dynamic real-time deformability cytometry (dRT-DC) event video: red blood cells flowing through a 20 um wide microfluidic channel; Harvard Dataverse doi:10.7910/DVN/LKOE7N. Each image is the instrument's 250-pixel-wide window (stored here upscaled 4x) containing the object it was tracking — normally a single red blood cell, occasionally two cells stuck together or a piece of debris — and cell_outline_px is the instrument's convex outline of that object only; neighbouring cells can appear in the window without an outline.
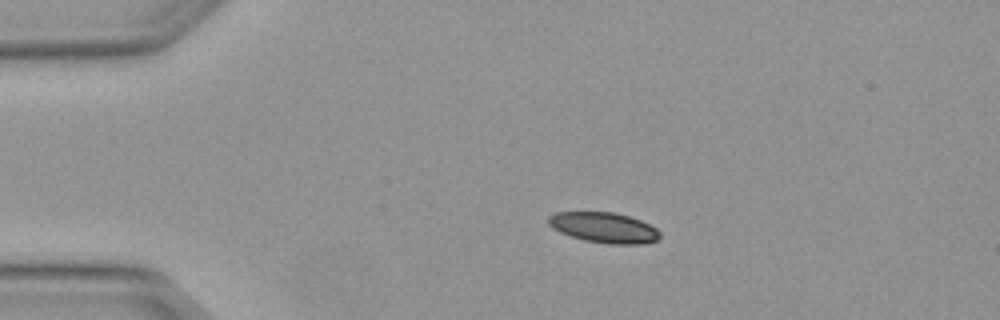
{"species": "Egyptian fruit bat (a non-hibernating species)", "species_latin": "Rousettus aegyptiacus", "temperature_condition": "warm", "stored_images_in_passage": 3, "camera_frame_rate_fps": 3000, "um_per_image_px": 0.085, "animal": {"sex": "female"}, "frame": {"image": 1, "passage_image": 2, "time_ms": 0.333, "image_size_px": [1000, 320], "cell_outline_px": [[660, 236], [656, 240], [644, 244], [608, 244], [584, 240], [560, 232], [552, 228], [548, 224], [548, 216], [556, 212], [612, 212], [628, 216], [640, 220], [656, 228], [660, 232]], "centroid_in_image_um": [51.32, 19.35], "position_along_channel_um": 33.7, "area_um2": 19.71}}